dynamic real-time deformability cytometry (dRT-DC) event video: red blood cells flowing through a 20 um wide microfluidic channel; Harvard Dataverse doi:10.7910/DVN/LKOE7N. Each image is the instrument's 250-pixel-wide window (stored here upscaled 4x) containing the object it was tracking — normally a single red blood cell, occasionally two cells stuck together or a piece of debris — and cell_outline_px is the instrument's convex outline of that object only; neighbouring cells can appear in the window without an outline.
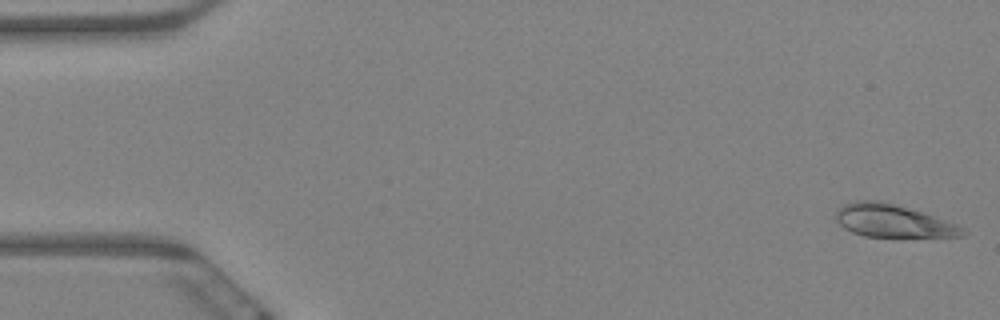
{"species": "Egyptian fruit bat (a non-hibernating species)", "species_latin": "Rousettus aegyptiacus", "temperature_condition": "warm", "stored_images_in_passage": 16, "camera_frame_rate_fps": 3000, "um_per_image_px": 0.085, "animal": {"sex": "female"}, "frame": {"image": 1, "passage_image": 1, "time_ms": 0.0, "image_size_px": [1000, 320], "cell_outline_px": [[968, 232], [964, 236], [900, 240], [864, 236], [852, 232], [844, 228], [836, 220], [836, 212], [844, 204], [856, 200], [884, 200], [924, 212], [956, 224], [964, 228]], "centroid_in_image_um": [75.98, 18.83], "position_along_channel_um": 9.0, "area_um2": 25.61}}